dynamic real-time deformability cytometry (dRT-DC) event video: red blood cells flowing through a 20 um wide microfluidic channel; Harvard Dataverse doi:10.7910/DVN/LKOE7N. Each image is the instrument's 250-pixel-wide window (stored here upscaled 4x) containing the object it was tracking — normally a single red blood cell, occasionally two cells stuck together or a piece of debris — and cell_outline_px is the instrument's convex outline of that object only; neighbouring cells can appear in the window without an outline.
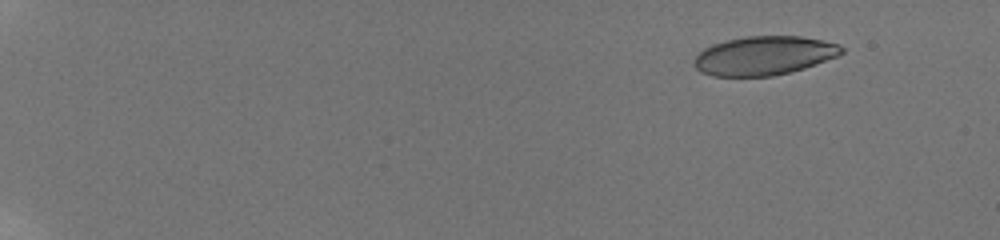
{"species": "human", "species_latin": "Homo sapiens", "temperature_condition": "room temperature", "stored_images_in_passage": 17, "camera_frame_rate_fps": 3000, "um_per_image_px": 0.085, "donor": {"sex": "male"}, "frame": {"image": 1, "passage_image": 4, "time_ms": 2.0, "image_size_px": [1000, 240], "cell_outline_px": [[844, 52], [836, 56], [816, 64], [804, 68], [772, 76], [712, 76], [700, 72], [692, 64], [696, 56], [704, 48], [712, 44], [728, 40], [748, 36], [800, 36], [840, 44], [844, 48]], "centroid_in_image_um": [64.92, 4.73], "position_along_channel_um": 20.1, "area_um2": 33.29}}
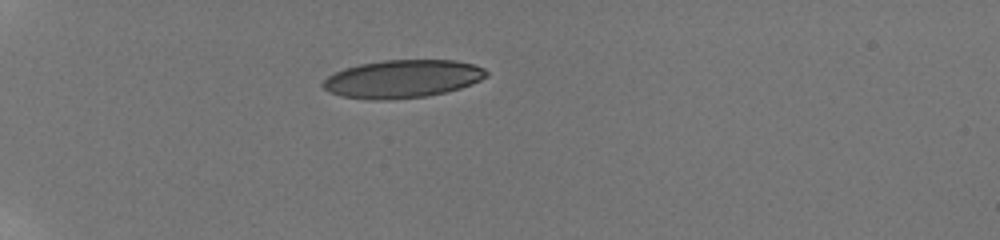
{"frame": {"image": 2, "passage_image": 11, "time_ms": 6.333, "image_size_px": [1000, 240], "cell_outline_px": [[488, 76], [472, 84], [460, 88], [444, 92], [424, 96], [388, 100], [372, 100], [340, 96], [328, 92], [320, 84], [328, 76], [344, 68], [360, 64], [384, 60], [456, 60], [472, 64], [484, 68], [488, 72]], "centroid_in_image_um": [34.19, 6.7], "position_along_channel_um": 50.8, "area_um2": 36.18}}